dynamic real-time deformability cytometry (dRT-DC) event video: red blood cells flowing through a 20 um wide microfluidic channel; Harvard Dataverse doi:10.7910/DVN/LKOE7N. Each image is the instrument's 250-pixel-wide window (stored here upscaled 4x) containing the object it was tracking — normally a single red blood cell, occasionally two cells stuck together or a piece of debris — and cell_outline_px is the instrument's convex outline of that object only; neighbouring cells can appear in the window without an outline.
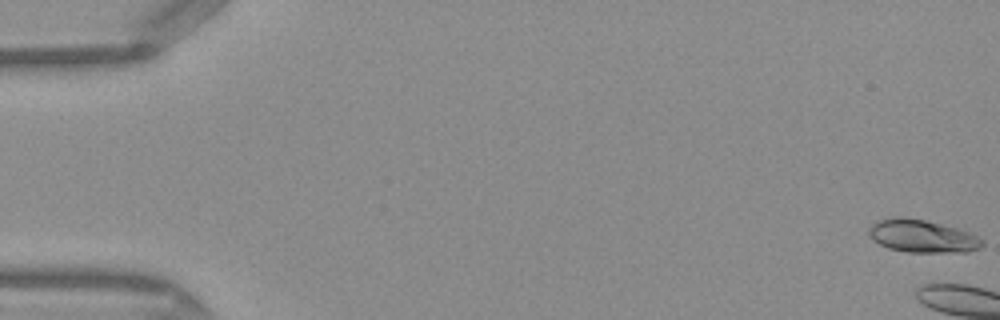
{"species": "Egyptian fruit bat (a non-hibernating species)", "species_latin": "Rousettus aegyptiacus", "temperature_condition": "warm", "stored_images_in_passage": 9, "camera_frame_rate_fps": 3000, "um_per_image_px": 0.085, "frame": {"image": 1, "passage_image": 1, "time_ms": 0.0, "image_size_px": [1000, 320], "cell_outline_px": [[984, 244], [980, 248], [968, 252], [908, 252], [888, 248], [872, 240], [868, 236], [868, 228], [876, 220], [896, 216], [900, 216], [924, 220], [956, 228], [968, 232], [984, 240]], "centroid_in_image_um": [78.34, 20.07], "position_along_channel_um": 6.7, "area_um2": 21.73}}